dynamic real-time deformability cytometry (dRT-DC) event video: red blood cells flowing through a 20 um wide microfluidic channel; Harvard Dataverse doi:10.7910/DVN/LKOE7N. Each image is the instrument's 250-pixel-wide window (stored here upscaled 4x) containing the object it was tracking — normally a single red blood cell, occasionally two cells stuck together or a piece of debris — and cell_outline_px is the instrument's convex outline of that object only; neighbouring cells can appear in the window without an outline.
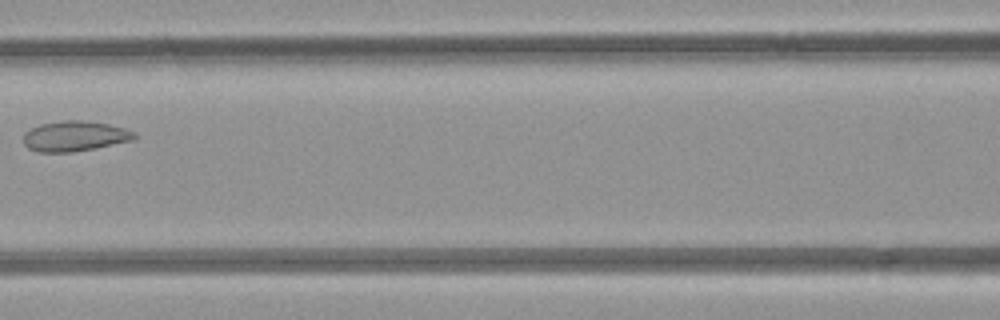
{"species": "common noctule bat (a hibernating species)", "species_latin": "Nyctalus noctula", "temperature_condition": "room temperature", "stored_images_in_passage": 5, "camera_frame_rate_fps": 3000, "um_per_image_px": 0.085, "animal": {"sex": "female", "body_mass_g": 21.9}, "frame": {"image": 1, "passage_image": 5, "time_ms": 4.667, "image_size_px": [1000, 320], "cell_outline_px": [[136, 136], [132, 140], [96, 148], [72, 152], [36, 152], [28, 148], [24, 144], [24, 132], [40, 124], [64, 120], [80, 120], [108, 124], [124, 128], [136, 132]], "centroid_in_image_um": [6.34, 11.57], "position_along_channel_um": 160.3, "area_um2": 19.54}}